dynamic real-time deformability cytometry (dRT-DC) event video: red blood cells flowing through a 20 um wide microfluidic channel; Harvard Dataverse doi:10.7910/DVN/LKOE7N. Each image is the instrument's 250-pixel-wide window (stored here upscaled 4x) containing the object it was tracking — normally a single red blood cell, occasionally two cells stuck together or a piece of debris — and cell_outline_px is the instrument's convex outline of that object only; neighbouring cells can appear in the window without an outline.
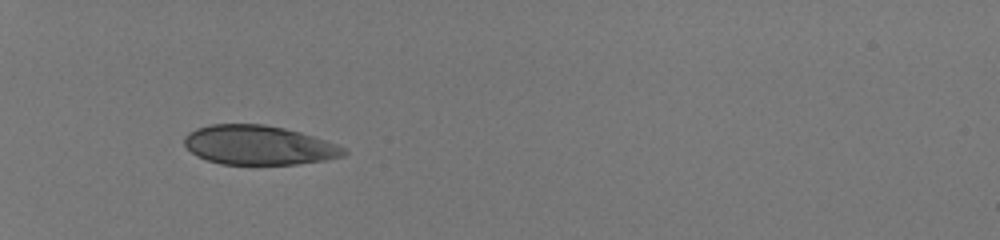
{"species": "human", "species_latin": "Homo sapiens", "temperature_condition": "room temperature", "stored_images_in_passage": 34, "camera_frame_rate_fps": 3000, "um_per_image_px": 0.085, "donor": {"sex": "male"}, "frame": {"image": 1, "passage_image": 1, "time_ms": 0.0, "image_size_px": [1000, 240], "cell_outline_px": [[348, 152], [344, 156], [324, 160], [296, 164], [220, 164], [196, 156], [184, 144], [184, 136], [188, 132], [196, 128], [212, 124], [264, 124], [284, 128], [300, 132], [336, 144], [344, 148]], "centroid_in_image_um": [21.96, 12.33], "position_along_channel_um": 63.0, "area_um2": 36.41}}
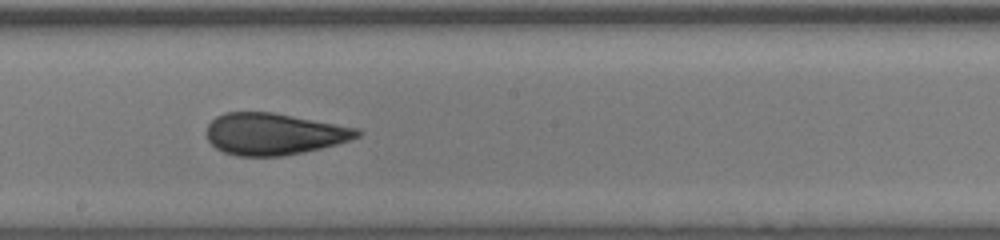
{"frame": {"image": 2, "passage_image": 15, "time_ms": 4.667, "image_size_px": [1000, 240], "cell_outline_px": [[364, 132], [360, 136], [336, 144], [304, 152], [280, 156], [236, 156], [224, 152], [216, 148], [208, 140], [208, 124], [216, 116], [224, 112], [272, 112], [360, 128]], "centroid_in_image_um": [23.3, 11.38], "position_along_channel_um": 224.9, "area_um2": 36.59}}
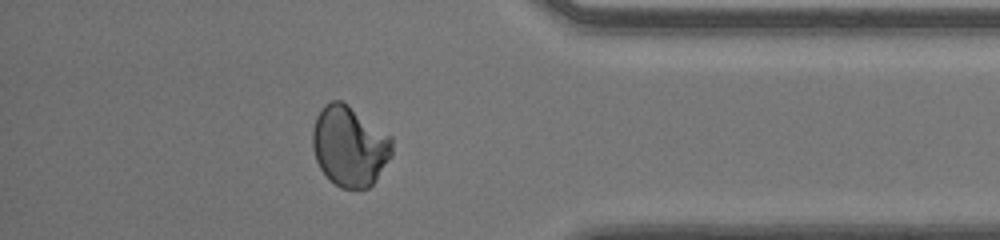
{"frame": {"image": 3, "passage_image": 29, "time_ms": 9.333, "image_size_px": [1000, 240], "cell_outline_px": [[392, 156], [376, 180], [368, 188], [340, 188], [328, 180], [320, 168], [316, 160], [312, 148], [312, 128], [316, 116], [324, 104], [332, 100], [340, 100], [348, 104], [392, 136]], "centroid_in_image_um": [29.7, 12.42], "position_along_channel_um": 405.5, "area_um2": 37.69}, "authors_computed_cell_mechanics": {"area_um2": 36.6452, "velocity_mm_per_s": 4.101, "shape_relaxation_time_tau1_ms": 10.5584, "shape_relaxation_time_tau2_ms": null, "deformation_change_tau1": 0.2305, "deformation_change_tau2": null}}